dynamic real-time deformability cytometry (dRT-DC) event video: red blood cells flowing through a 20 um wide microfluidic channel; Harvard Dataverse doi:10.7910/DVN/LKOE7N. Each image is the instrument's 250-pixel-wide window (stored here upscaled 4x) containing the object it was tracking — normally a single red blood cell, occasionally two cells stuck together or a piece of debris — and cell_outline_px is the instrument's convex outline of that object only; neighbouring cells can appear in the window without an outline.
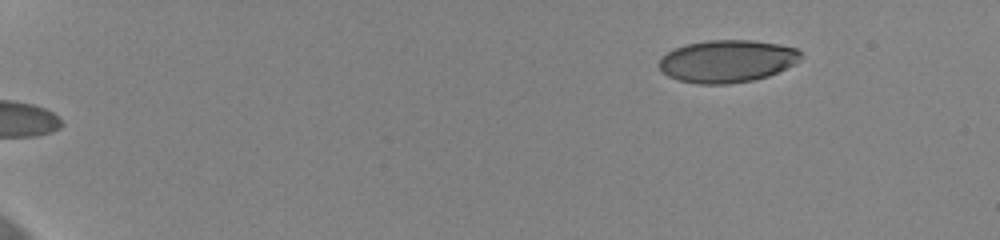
{"species": "human", "species_latin": "Homo sapiens", "temperature_condition": "cold", "stored_images_in_passage": 12, "camera_frame_rate_fps": 3000, "um_per_image_px": 0.085, "donor": {"sex": "female"}, "frame": {"image": 1, "passage_image": 1, "time_ms": 0.0, "image_size_px": [1000, 240], "cell_outline_px": [[800, 60], [768, 76], [752, 80], [728, 84], [696, 84], [676, 80], [668, 76], [660, 68], [660, 60], [668, 52], [676, 48], [688, 44], [708, 40], [752, 40], [780, 44], [796, 48], [800, 52]], "centroid_in_image_um": [61.8, 5.2], "position_along_channel_um": 23.2, "area_um2": 34.74}}